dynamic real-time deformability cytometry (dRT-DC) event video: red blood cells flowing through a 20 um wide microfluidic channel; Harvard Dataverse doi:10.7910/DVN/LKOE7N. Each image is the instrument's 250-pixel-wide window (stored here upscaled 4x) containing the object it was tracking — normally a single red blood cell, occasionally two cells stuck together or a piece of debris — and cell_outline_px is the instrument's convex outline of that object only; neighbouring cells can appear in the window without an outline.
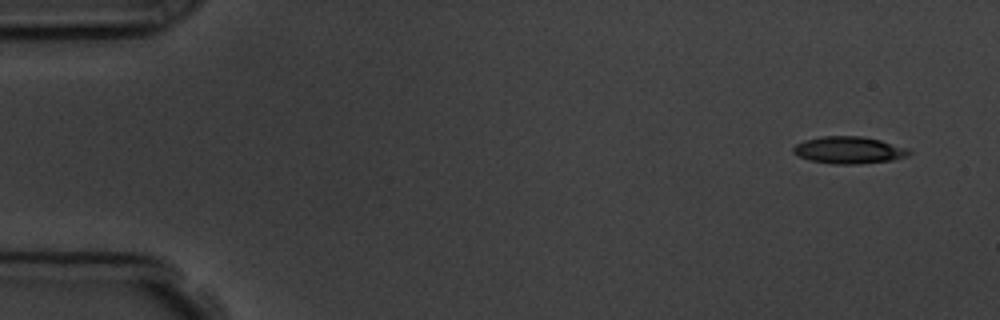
{"species": "common noctule bat (a hibernating species)", "species_latin": "Nyctalus noctula", "temperature_condition": "room temperature", "stored_images_in_passage": 4, "camera_frame_rate_fps": 3000, "um_per_image_px": 0.085, "animal": {"sex": "male", "body_mass_g": 19.5, "forearm_length_mm": 54.6}, "frame": {"image": 1, "passage_image": 1, "time_ms": 0.0, "image_size_px": [1000, 320], "cell_outline_px": [[912, 152], [908, 156], [892, 160], [856, 164], [832, 164], [808, 160], [792, 152], [792, 148], [796, 144], [804, 140], [820, 136], [860, 136], [880, 140], [908, 148]], "centroid_in_image_um": [72.14, 12.76], "position_along_channel_um": 12.9, "area_um2": 18.32}}
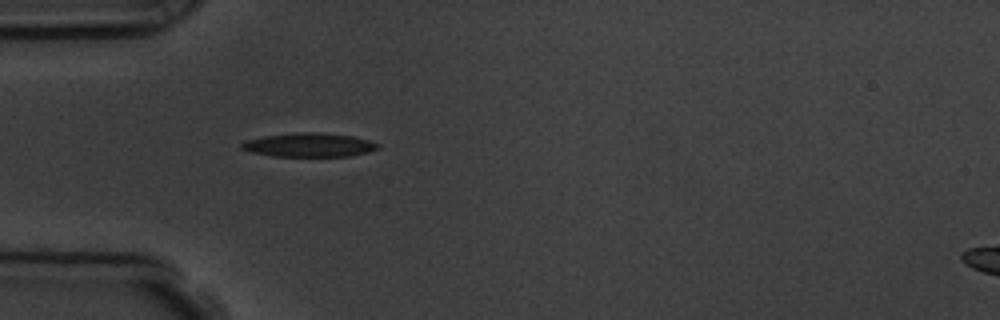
{"frame": {"image": 2, "passage_image": 4, "time_ms": 4.333, "image_size_px": [1000, 320], "cell_outline_px": [[380, 148], [368, 152], [348, 156], [272, 156], [252, 152], [240, 148], [240, 144], [244, 140], [264, 136], [296, 132], [320, 132], [352, 136], [368, 140], [380, 144]], "centroid_in_image_um": [26.26, 12.31], "position_along_channel_um": 58.7, "area_um2": 19.02}}